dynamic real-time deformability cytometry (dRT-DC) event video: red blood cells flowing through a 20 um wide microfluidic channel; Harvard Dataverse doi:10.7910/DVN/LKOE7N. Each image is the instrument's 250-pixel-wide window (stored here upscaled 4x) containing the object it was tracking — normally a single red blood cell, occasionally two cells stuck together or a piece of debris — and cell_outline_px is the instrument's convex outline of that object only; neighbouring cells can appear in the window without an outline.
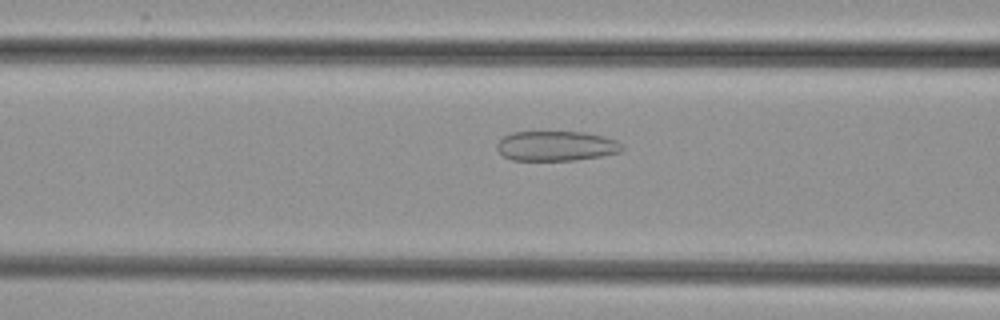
{"species": "common noctule bat (a hibernating species)", "species_latin": "Nyctalus noctula", "temperature_condition": "cold", "stored_images_in_passage": 53, "camera_frame_rate_fps": 3000, "um_per_image_px": 0.085, "animal": {"sex": "female", "body_mass_g": 29.2, "forearm_length_mm": 56.3}, "frame": {"image": 1, "passage_image": 22, "time_ms": 7.0, "image_size_px": [1000, 320], "cell_outline_px": [[624, 148], [620, 152], [600, 156], [576, 160], [512, 160], [504, 156], [496, 148], [496, 144], [504, 136], [512, 132], [584, 132], [604, 136], [616, 140]], "centroid_in_image_um": [47.27, 12.4], "position_along_channel_um": 119.3, "area_um2": 21.73}}
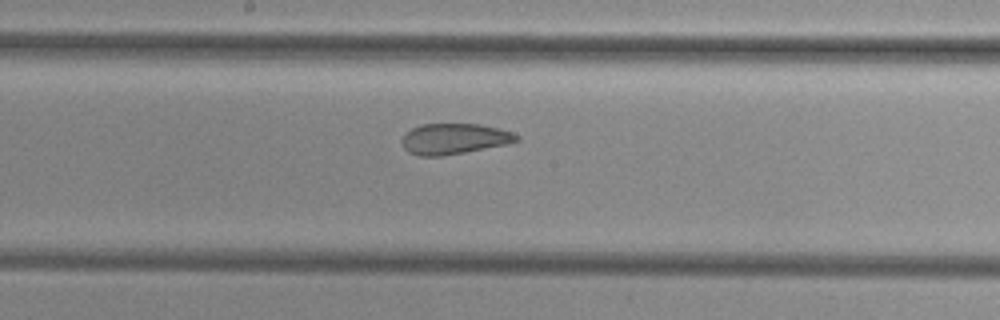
{"frame": {"image": 2, "passage_image": 29, "time_ms": 9.333, "image_size_px": [1000, 320], "cell_outline_px": [[520, 140], [508, 144], [464, 152], [440, 156], [420, 156], [408, 152], [404, 148], [400, 140], [404, 132], [420, 124], [480, 124], [500, 128], [512, 132], [520, 136]], "centroid_in_image_um": [38.59, 11.79], "position_along_channel_um": 209.6, "area_um2": 20.75}}
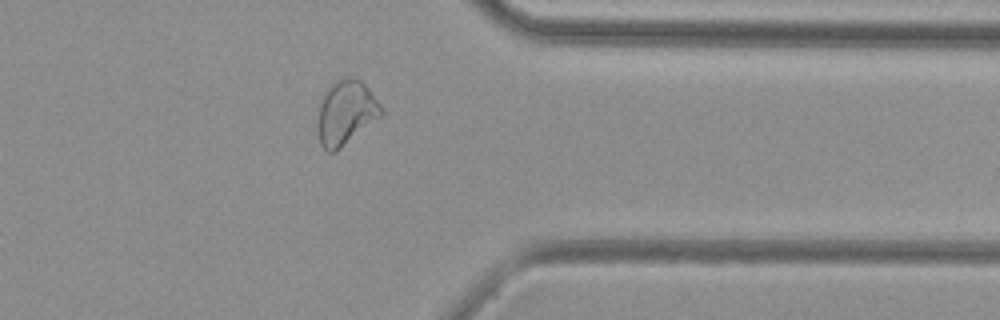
{"frame": {"image": 3, "passage_image": 43, "time_ms": 14.0, "image_size_px": [1000, 320], "cell_outline_px": [[384, 112], [380, 116], [336, 152], [328, 152], [320, 144], [316, 124], [320, 100], [328, 88], [336, 80], [344, 76], [348, 76], [360, 80], [368, 88], [384, 108]], "centroid_in_image_um": [29.37, 9.57], "position_along_channel_um": 382.0, "area_um2": 23.93}}